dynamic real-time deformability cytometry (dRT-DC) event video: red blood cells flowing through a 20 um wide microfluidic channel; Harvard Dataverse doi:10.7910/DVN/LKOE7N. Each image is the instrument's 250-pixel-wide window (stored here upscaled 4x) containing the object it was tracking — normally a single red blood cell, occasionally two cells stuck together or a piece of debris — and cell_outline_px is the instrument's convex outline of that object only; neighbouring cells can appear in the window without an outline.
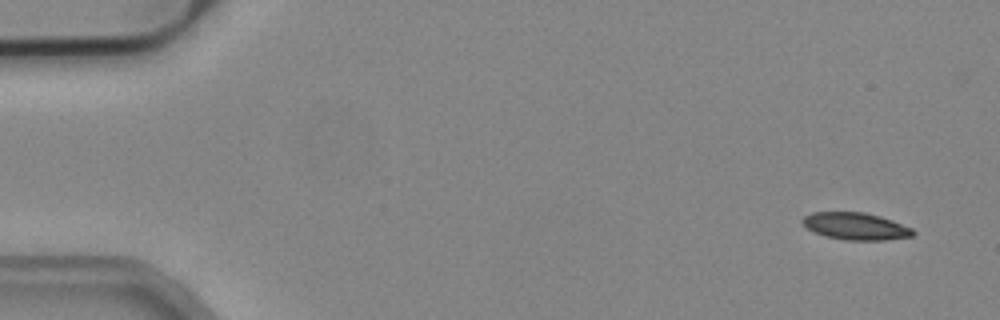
{"species": "common noctule bat (a hibernating species)", "species_latin": "Nyctalus noctula", "temperature_condition": "cold", "stored_images_in_passage": 7, "camera_frame_rate_fps": 3000, "um_per_image_px": 0.085, "animal": {"sex": "male", "body_mass_g": 19.2, "forearm_length_mm": 51.8}, "frame": {"image": 1, "passage_image": 1, "time_ms": 0.0, "image_size_px": [1000, 320], "cell_outline_px": [[916, 232], [912, 236], [884, 240], [844, 240], [824, 236], [808, 228], [800, 220], [804, 216], [812, 212], [864, 212], [880, 216], [892, 220], [912, 228]], "centroid_in_image_um": [72.73, 19.22], "position_along_channel_um": 12.3, "area_um2": 17.46}}
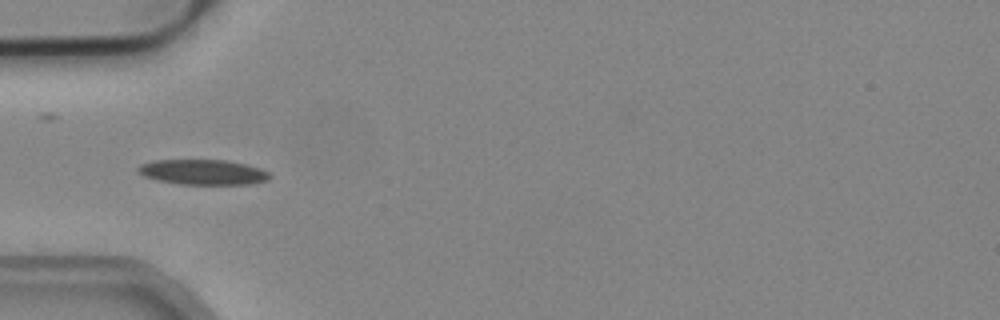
{"frame": {"image": 2, "passage_image": 5, "time_ms": 1.333, "image_size_px": [1000, 320], "cell_outline_px": [[272, 176], [268, 180], [252, 184], [180, 184], [160, 180], [144, 176], [136, 172], [136, 168], [140, 164], [156, 160], [228, 160], [260, 168], [268, 172]], "centroid_in_image_um": [17.26, 14.63], "position_along_channel_um": 67.7, "area_um2": 19.31}}